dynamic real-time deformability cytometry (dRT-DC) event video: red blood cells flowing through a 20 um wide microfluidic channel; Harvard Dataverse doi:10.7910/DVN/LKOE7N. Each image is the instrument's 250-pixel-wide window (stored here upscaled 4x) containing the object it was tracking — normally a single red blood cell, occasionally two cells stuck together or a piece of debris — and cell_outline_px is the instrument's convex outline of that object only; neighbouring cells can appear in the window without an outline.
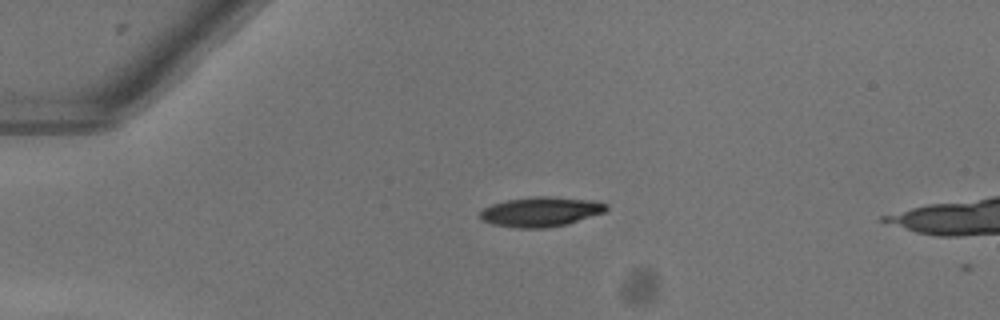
{"species": "common noctule bat (a hibernating species)", "species_latin": "Nyctalus noctula", "temperature_condition": "warm", "stored_images_in_passage": 4, "camera_frame_rate_fps": 3000, "um_per_image_px": 0.085, "animal": {"sex": "female"}, "frame": {"image": 1, "passage_image": 1, "time_ms": 0.0, "image_size_px": [1000, 320], "cell_outline_px": [[608, 208], [604, 212], [568, 224], [548, 228], [516, 228], [492, 224], [480, 220], [480, 212], [484, 208], [492, 204], [508, 200], [532, 196], [552, 196], [596, 200], [608, 204]], "centroid_in_image_um": [45.99, 17.99], "position_along_channel_um": 39.0, "area_um2": 22.14}}